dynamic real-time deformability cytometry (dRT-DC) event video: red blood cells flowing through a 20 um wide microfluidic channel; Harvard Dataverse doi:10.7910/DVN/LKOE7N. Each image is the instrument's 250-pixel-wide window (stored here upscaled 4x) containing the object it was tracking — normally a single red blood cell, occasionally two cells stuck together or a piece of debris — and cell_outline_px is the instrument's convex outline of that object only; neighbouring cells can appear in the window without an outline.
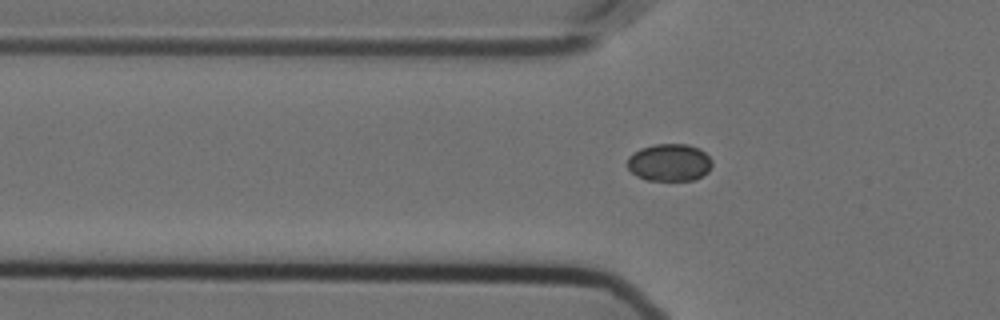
{"species": "Egyptian fruit bat (a non-hibernating species)", "species_latin": "Rousettus aegyptiacus", "temperature_condition": "cold", "stored_images_in_passage": 36, "camera_frame_rate_fps": 3000, "um_per_image_px": 0.085, "animal": {"sex": "female"}, "frame": {"image": 1, "passage_image": 6, "time_ms": 1.667, "image_size_px": [1000, 320], "cell_outline_px": [[712, 164], [708, 172], [692, 180], [648, 180], [636, 176], [628, 168], [628, 156], [632, 152], [640, 148], [652, 144], [688, 144], [700, 148], [712, 160]], "centroid_in_image_um": [56.88, 13.79], "position_along_channel_um": 68.9, "area_um2": 18.55}}
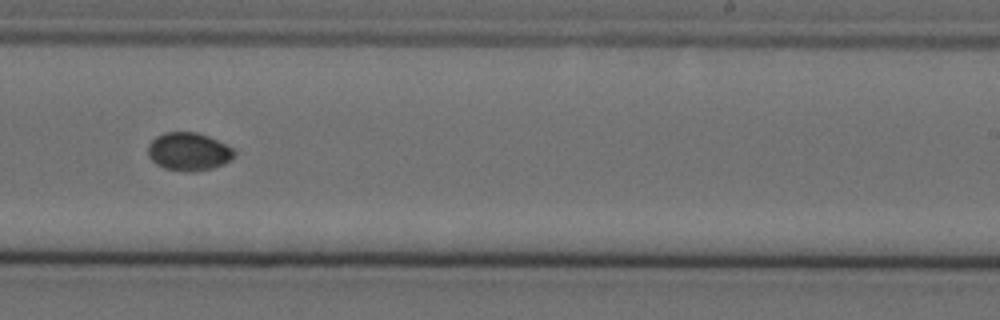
{"frame": {"image": 2, "passage_image": 23, "time_ms": 7.333, "image_size_px": [1000, 320], "cell_outline_px": [[236, 152], [224, 164], [212, 168], [192, 172], [188, 172], [164, 168], [156, 164], [148, 156], [148, 144], [156, 136], [164, 132], [196, 132], [208, 136], [232, 148]], "centroid_in_image_um": [16.0, 12.88], "position_along_channel_um": 273.0, "area_um2": 19.02}}
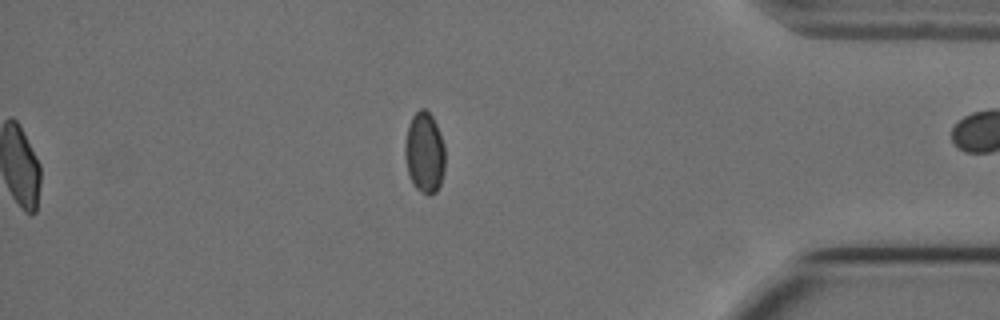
{"frame": {"image": 3, "passage_image": 36, "time_ms": 11.667, "image_size_px": [1000, 320], "cell_outline_px": [[444, 172], [440, 184], [436, 192], [428, 196], [416, 188], [412, 184], [408, 172], [404, 156], [404, 144], [408, 124], [412, 116], [420, 108], [424, 108], [432, 116], [436, 124], [444, 144]], "centroid_in_image_um": [36.07, 12.98], "position_along_channel_um": 399.1, "area_um2": 19.07}}